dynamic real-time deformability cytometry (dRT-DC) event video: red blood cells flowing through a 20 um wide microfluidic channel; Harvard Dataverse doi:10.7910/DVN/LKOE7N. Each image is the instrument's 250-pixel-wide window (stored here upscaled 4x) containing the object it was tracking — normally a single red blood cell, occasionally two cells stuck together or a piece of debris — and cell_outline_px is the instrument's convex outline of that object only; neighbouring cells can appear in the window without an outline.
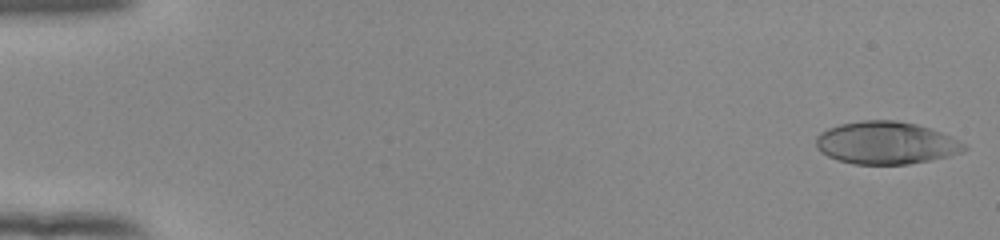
{"species": "human", "species_latin": "Homo sapiens", "temperature_condition": "room temperature", "stored_images_in_passage": 53, "camera_frame_rate_fps": 3000, "um_per_image_px": 0.085, "donor": {"sex": "female"}, "frame": {"image": 1, "passage_image": 1, "time_ms": 0.0, "image_size_px": [1000, 240], "cell_outline_px": [[968, 148], [964, 152], [948, 156], [908, 164], [856, 164], [836, 160], [820, 152], [816, 144], [816, 136], [820, 132], [828, 128], [840, 124], [864, 120], [896, 120], [916, 124], [940, 132], [964, 144]], "centroid_in_image_um": [75.27, 12.15], "position_along_channel_um": 9.7, "area_um2": 36.53}}
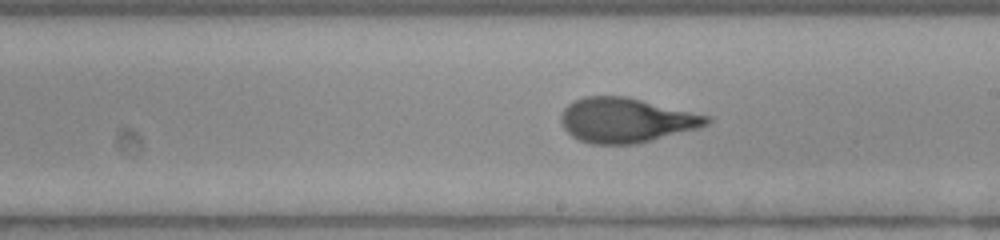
{"frame": {"image": 2, "passage_image": 31, "time_ms": 10.0, "image_size_px": [1000, 240], "cell_outline_px": [[712, 120], [708, 124], [696, 128], [636, 144], [588, 144], [572, 136], [564, 128], [560, 120], [560, 116], [564, 108], [568, 104], [584, 96], [628, 96], [712, 116]], "centroid_in_image_um": [53.21, 10.2], "position_along_channel_um": 235.8, "area_um2": 38.03}}
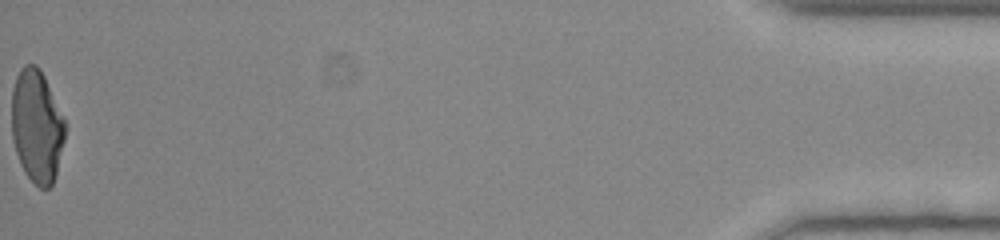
{"frame": {"image": 3, "passage_image": 53, "time_ms": 17.333, "image_size_px": [1000, 240], "cell_outline_px": [[64, 140], [56, 172], [52, 184], [48, 188], [40, 188], [24, 172], [20, 164], [12, 140], [12, 88], [16, 76], [20, 68], [24, 64], [36, 64], [40, 68], [44, 76], [64, 120]], "centroid_in_image_um": [3.09, 10.7], "position_along_channel_um": 432.1, "area_um2": 34.8}, "authors_computed_cell_mechanics": {"area_um2": 37.1654, "velocity_mm_per_s": 3.9323, "shape_relaxation_time_tau1_ms": 6.5041, "shape_relaxation_time_tau2_ms": 0.852, "deformation_change_tau1": 0.271, "deformation_change_tau2": 0.0763}}